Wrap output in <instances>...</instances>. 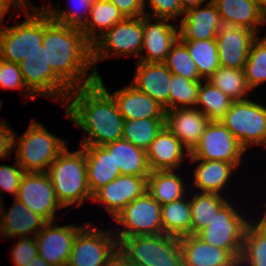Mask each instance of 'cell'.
<instances>
[{"instance_id":"obj_15","label":"cell","mask_w":266,"mask_h":266,"mask_svg":"<svg viewBox=\"0 0 266 266\" xmlns=\"http://www.w3.org/2000/svg\"><path fill=\"white\" fill-rule=\"evenodd\" d=\"M189 163L190 167H193V169L190 168L191 174H189L191 175L189 176L191 177L189 178L190 190L216 193L231 199L233 198L232 195L234 194L233 192L230 193V191L235 187L229 185H236L232 183L236 181L233 178L237 175L238 171H241L233 163L216 160H189Z\"/></svg>"},{"instance_id":"obj_49","label":"cell","mask_w":266,"mask_h":266,"mask_svg":"<svg viewBox=\"0 0 266 266\" xmlns=\"http://www.w3.org/2000/svg\"><path fill=\"white\" fill-rule=\"evenodd\" d=\"M125 18H137L145 15L144 0H109Z\"/></svg>"},{"instance_id":"obj_11","label":"cell","mask_w":266,"mask_h":266,"mask_svg":"<svg viewBox=\"0 0 266 266\" xmlns=\"http://www.w3.org/2000/svg\"><path fill=\"white\" fill-rule=\"evenodd\" d=\"M88 222L75 236L67 266H107L118 251L112 226L108 230Z\"/></svg>"},{"instance_id":"obj_18","label":"cell","mask_w":266,"mask_h":266,"mask_svg":"<svg viewBox=\"0 0 266 266\" xmlns=\"http://www.w3.org/2000/svg\"><path fill=\"white\" fill-rule=\"evenodd\" d=\"M143 44L139 62L164 63L179 38V25L168 19L143 16Z\"/></svg>"},{"instance_id":"obj_30","label":"cell","mask_w":266,"mask_h":266,"mask_svg":"<svg viewBox=\"0 0 266 266\" xmlns=\"http://www.w3.org/2000/svg\"><path fill=\"white\" fill-rule=\"evenodd\" d=\"M102 147L113 156L116 168H119L120 174L149 176L151 170L144 149L136 147L124 139L114 141Z\"/></svg>"},{"instance_id":"obj_24","label":"cell","mask_w":266,"mask_h":266,"mask_svg":"<svg viewBox=\"0 0 266 266\" xmlns=\"http://www.w3.org/2000/svg\"><path fill=\"white\" fill-rule=\"evenodd\" d=\"M178 25L180 40L216 39L223 27L220 14L212 1L187 10Z\"/></svg>"},{"instance_id":"obj_29","label":"cell","mask_w":266,"mask_h":266,"mask_svg":"<svg viewBox=\"0 0 266 266\" xmlns=\"http://www.w3.org/2000/svg\"><path fill=\"white\" fill-rule=\"evenodd\" d=\"M85 151L87 181L93 195L98 189L120 176L113 156L102 146H81Z\"/></svg>"},{"instance_id":"obj_16","label":"cell","mask_w":266,"mask_h":266,"mask_svg":"<svg viewBox=\"0 0 266 266\" xmlns=\"http://www.w3.org/2000/svg\"><path fill=\"white\" fill-rule=\"evenodd\" d=\"M55 222H47L36 234L38 254L51 266H67L75 236L90 221L80 226L73 222L64 225Z\"/></svg>"},{"instance_id":"obj_35","label":"cell","mask_w":266,"mask_h":266,"mask_svg":"<svg viewBox=\"0 0 266 266\" xmlns=\"http://www.w3.org/2000/svg\"><path fill=\"white\" fill-rule=\"evenodd\" d=\"M94 0H67L68 9H62L61 3L57 6L50 3V0L44 1L41 8L50 16V18L60 24L69 27L82 29L88 19L89 12Z\"/></svg>"},{"instance_id":"obj_47","label":"cell","mask_w":266,"mask_h":266,"mask_svg":"<svg viewBox=\"0 0 266 266\" xmlns=\"http://www.w3.org/2000/svg\"><path fill=\"white\" fill-rule=\"evenodd\" d=\"M15 129L6 119L0 120V160H10L14 147Z\"/></svg>"},{"instance_id":"obj_44","label":"cell","mask_w":266,"mask_h":266,"mask_svg":"<svg viewBox=\"0 0 266 266\" xmlns=\"http://www.w3.org/2000/svg\"><path fill=\"white\" fill-rule=\"evenodd\" d=\"M144 6L146 16L168 19L175 23L180 22L185 14L179 0H144Z\"/></svg>"},{"instance_id":"obj_40","label":"cell","mask_w":266,"mask_h":266,"mask_svg":"<svg viewBox=\"0 0 266 266\" xmlns=\"http://www.w3.org/2000/svg\"><path fill=\"white\" fill-rule=\"evenodd\" d=\"M165 127V119L125 120L122 139L145 151Z\"/></svg>"},{"instance_id":"obj_1","label":"cell","mask_w":266,"mask_h":266,"mask_svg":"<svg viewBox=\"0 0 266 266\" xmlns=\"http://www.w3.org/2000/svg\"><path fill=\"white\" fill-rule=\"evenodd\" d=\"M62 108L65 117L84 135L79 146H104L123 137L125 119L98 81L71 90Z\"/></svg>"},{"instance_id":"obj_43","label":"cell","mask_w":266,"mask_h":266,"mask_svg":"<svg viewBox=\"0 0 266 266\" xmlns=\"http://www.w3.org/2000/svg\"><path fill=\"white\" fill-rule=\"evenodd\" d=\"M0 89L2 90H19L24 100L36 99V96L26 87L20 66L18 63L7 62L0 59ZM0 102L3 101L0 99Z\"/></svg>"},{"instance_id":"obj_53","label":"cell","mask_w":266,"mask_h":266,"mask_svg":"<svg viewBox=\"0 0 266 266\" xmlns=\"http://www.w3.org/2000/svg\"><path fill=\"white\" fill-rule=\"evenodd\" d=\"M265 204V205H264ZM260 205H262L263 207L261 208L262 210H259L260 208H258V214L260 215H258V214H255V215H257L256 217L262 222V223H264L265 225H266V198H265V202L263 203V204H260L259 203V206ZM263 208H265L264 210H263ZM260 211H262V212H260Z\"/></svg>"},{"instance_id":"obj_3","label":"cell","mask_w":266,"mask_h":266,"mask_svg":"<svg viewBox=\"0 0 266 266\" xmlns=\"http://www.w3.org/2000/svg\"><path fill=\"white\" fill-rule=\"evenodd\" d=\"M66 146L52 162L47 171L58 202L63 208L78 210L87 201H92V194L87 181L85 151L81 146L71 150ZM87 200V201H86Z\"/></svg>"},{"instance_id":"obj_17","label":"cell","mask_w":266,"mask_h":266,"mask_svg":"<svg viewBox=\"0 0 266 266\" xmlns=\"http://www.w3.org/2000/svg\"><path fill=\"white\" fill-rule=\"evenodd\" d=\"M147 177L121 174L98 189L91 203L102 205L110 220H113L129 203L147 192Z\"/></svg>"},{"instance_id":"obj_28","label":"cell","mask_w":266,"mask_h":266,"mask_svg":"<svg viewBox=\"0 0 266 266\" xmlns=\"http://www.w3.org/2000/svg\"><path fill=\"white\" fill-rule=\"evenodd\" d=\"M188 175L189 173L187 178L184 169L151 171L147 177V192L161 206L179 200L189 192L190 177Z\"/></svg>"},{"instance_id":"obj_27","label":"cell","mask_w":266,"mask_h":266,"mask_svg":"<svg viewBox=\"0 0 266 266\" xmlns=\"http://www.w3.org/2000/svg\"><path fill=\"white\" fill-rule=\"evenodd\" d=\"M183 266H238V261L226 250L201 240L196 234L179 238Z\"/></svg>"},{"instance_id":"obj_13","label":"cell","mask_w":266,"mask_h":266,"mask_svg":"<svg viewBox=\"0 0 266 266\" xmlns=\"http://www.w3.org/2000/svg\"><path fill=\"white\" fill-rule=\"evenodd\" d=\"M244 155H247L246 150L222 122L210 121L199 142L190 151L189 160L226 161L239 169L244 161V165L247 164L248 159Z\"/></svg>"},{"instance_id":"obj_6","label":"cell","mask_w":266,"mask_h":266,"mask_svg":"<svg viewBox=\"0 0 266 266\" xmlns=\"http://www.w3.org/2000/svg\"><path fill=\"white\" fill-rule=\"evenodd\" d=\"M25 15V16H24ZM23 22L0 31V59L20 63L39 48L44 36V10L28 0L23 6Z\"/></svg>"},{"instance_id":"obj_10","label":"cell","mask_w":266,"mask_h":266,"mask_svg":"<svg viewBox=\"0 0 266 266\" xmlns=\"http://www.w3.org/2000/svg\"><path fill=\"white\" fill-rule=\"evenodd\" d=\"M111 223L118 244L133 236L164 234L161 205L148 192L129 203Z\"/></svg>"},{"instance_id":"obj_50","label":"cell","mask_w":266,"mask_h":266,"mask_svg":"<svg viewBox=\"0 0 266 266\" xmlns=\"http://www.w3.org/2000/svg\"><path fill=\"white\" fill-rule=\"evenodd\" d=\"M210 0H179L181 8L184 12L189 9L198 7L200 5L208 3Z\"/></svg>"},{"instance_id":"obj_14","label":"cell","mask_w":266,"mask_h":266,"mask_svg":"<svg viewBox=\"0 0 266 266\" xmlns=\"http://www.w3.org/2000/svg\"><path fill=\"white\" fill-rule=\"evenodd\" d=\"M16 199L47 222L58 221V212L64 209L57 200L47 172H25Z\"/></svg>"},{"instance_id":"obj_20","label":"cell","mask_w":266,"mask_h":266,"mask_svg":"<svg viewBox=\"0 0 266 266\" xmlns=\"http://www.w3.org/2000/svg\"><path fill=\"white\" fill-rule=\"evenodd\" d=\"M257 36L248 28L223 25L216 36L220 66L244 69L250 46Z\"/></svg>"},{"instance_id":"obj_42","label":"cell","mask_w":266,"mask_h":266,"mask_svg":"<svg viewBox=\"0 0 266 266\" xmlns=\"http://www.w3.org/2000/svg\"><path fill=\"white\" fill-rule=\"evenodd\" d=\"M199 86L200 81H192L182 76L172 74L169 93V110L196 107Z\"/></svg>"},{"instance_id":"obj_9","label":"cell","mask_w":266,"mask_h":266,"mask_svg":"<svg viewBox=\"0 0 266 266\" xmlns=\"http://www.w3.org/2000/svg\"><path fill=\"white\" fill-rule=\"evenodd\" d=\"M143 16L125 18L92 43V64L100 76L98 63L111 58L133 57L138 61L143 44Z\"/></svg>"},{"instance_id":"obj_51","label":"cell","mask_w":266,"mask_h":266,"mask_svg":"<svg viewBox=\"0 0 266 266\" xmlns=\"http://www.w3.org/2000/svg\"><path fill=\"white\" fill-rule=\"evenodd\" d=\"M107 266H131L127 259L119 252L117 253L109 260L107 263Z\"/></svg>"},{"instance_id":"obj_7","label":"cell","mask_w":266,"mask_h":266,"mask_svg":"<svg viewBox=\"0 0 266 266\" xmlns=\"http://www.w3.org/2000/svg\"><path fill=\"white\" fill-rule=\"evenodd\" d=\"M255 97L233 101L220 120L247 153L252 148L266 150V102Z\"/></svg>"},{"instance_id":"obj_31","label":"cell","mask_w":266,"mask_h":266,"mask_svg":"<svg viewBox=\"0 0 266 266\" xmlns=\"http://www.w3.org/2000/svg\"><path fill=\"white\" fill-rule=\"evenodd\" d=\"M124 19V15L109 0H94L87 22L81 31L92 44L105 31Z\"/></svg>"},{"instance_id":"obj_54","label":"cell","mask_w":266,"mask_h":266,"mask_svg":"<svg viewBox=\"0 0 266 266\" xmlns=\"http://www.w3.org/2000/svg\"><path fill=\"white\" fill-rule=\"evenodd\" d=\"M266 13V0H251Z\"/></svg>"},{"instance_id":"obj_32","label":"cell","mask_w":266,"mask_h":266,"mask_svg":"<svg viewBox=\"0 0 266 266\" xmlns=\"http://www.w3.org/2000/svg\"><path fill=\"white\" fill-rule=\"evenodd\" d=\"M238 266H266V225L256 216L246 227Z\"/></svg>"},{"instance_id":"obj_36","label":"cell","mask_w":266,"mask_h":266,"mask_svg":"<svg viewBox=\"0 0 266 266\" xmlns=\"http://www.w3.org/2000/svg\"><path fill=\"white\" fill-rule=\"evenodd\" d=\"M207 80L225 93L232 101L252 97L243 69L219 67Z\"/></svg>"},{"instance_id":"obj_39","label":"cell","mask_w":266,"mask_h":266,"mask_svg":"<svg viewBox=\"0 0 266 266\" xmlns=\"http://www.w3.org/2000/svg\"><path fill=\"white\" fill-rule=\"evenodd\" d=\"M243 70L252 92L266 85V34L263 37L258 35L253 40Z\"/></svg>"},{"instance_id":"obj_52","label":"cell","mask_w":266,"mask_h":266,"mask_svg":"<svg viewBox=\"0 0 266 266\" xmlns=\"http://www.w3.org/2000/svg\"><path fill=\"white\" fill-rule=\"evenodd\" d=\"M26 266H51V265L38 255L37 257L30 260Z\"/></svg>"},{"instance_id":"obj_55","label":"cell","mask_w":266,"mask_h":266,"mask_svg":"<svg viewBox=\"0 0 266 266\" xmlns=\"http://www.w3.org/2000/svg\"><path fill=\"white\" fill-rule=\"evenodd\" d=\"M3 200L0 198V211L2 209Z\"/></svg>"},{"instance_id":"obj_34","label":"cell","mask_w":266,"mask_h":266,"mask_svg":"<svg viewBox=\"0 0 266 266\" xmlns=\"http://www.w3.org/2000/svg\"><path fill=\"white\" fill-rule=\"evenodd\" d=\"M230 199L216 193L190 190L191 234H197L207 226L215 212H218Z\"/></svg>"},{"instance_id":"obj_19","label":"cell","mask_w":266,"mask_h":266,"mask_svg":"<svg viewBox=\"0 0 266 266\" xmlns=\"http://www.w3.org/2000/svg\"><path fill=\"white\" fill-rule=\"evenodd\" d=\"M104 80L101 75L98 76L97 81L112 95L125 120L165 119L164 107L146 93L137 90L131 84L110 92Z\"/></svg>"},{"instance_id":"obj_22","label":"cell","mask_w":266,"mask_h":266,"mask_svg":"<svg viewBox=\"0 0 266 266\" xmlns=\"http://www.w3.org/2000/svg\"><path fill=\"white\" fill-rule=\"evenodd\" d=\"M6 210L5 200L0 211V239L35 237L47 221L16 198Z\"/></svg>"},{"instance_id":"obj_41","label":"cell","mask_w":266,"mask_h":266,"mask_svg":"<svg viewBox=\"0 0 266 266\" xmlns=\"http://www.w3.org/2000/svg\"><path fill=\"white\" fill-rule=\"evenodd\" d=\"M164 64L172 74L192 81L204 80L199 75L197 65L190 56L187 46L179 38L172 45Z\"/></svg>"},{"instance_id":"obj_33","label":"cell","mask_w":266,"mask_h":266,"mask_svg":"<svg viewBox=\"0 0 266 266\" xmlns=\"http://www.w3.org/2000/svg\"><path fill=\"white\" fill-rule=\"evenodd\" d=\"M161 221L166 235L180 238L191 234L190 189L185 197L161 206Z\"/></svg>"},{"instance_id":"obj_5","label":"cell","mask_w":266,"mask_h":266,"mask_svg":"<svg viewBox=\"0 0 266 266\" xmlns=\"http://www.w3.org/2000/svg\"><path fill=\"white\" fill-rule=\"evenodd\" d=\"M239 200V197L238 200L230 199L215 212L208 225L196 234L209 245L228 251L237 261L241 255L246 227L256 216L249 212L247 214L246 202L243 201L242 206Z\"/></svg>"},{"instance_id":"obj_23","label":"cell","mask_w":266,"mask_h":266,"mask_svg":"<svg viewBox=\"0 0 266 266\" xmlns=\"http://www.w3.org/2000/svg\"><path fill=\"white\" fill-rule=\"evenodd\" d=\"M130 84L146 93L165 110H169V93L172 73L164 63L135 62Z\"/></svg>"},{"instance_id":"obj_45","label":"cell","mask_w":266,"mask_h":266,"mask_svg":"<svg viewBox=\"0 0 266 266\" xmlns=\"http://www.w3.org/2000/svg\"><path fill=\"white\" fill-rule=\"evenodd\" d=\"M25 172L15 160L13 164L0 163V198L4 201L6 193L17 198L19 185Z\"/></svg>"},{"instance_id":"obj_12","label":"cell","mask_w":266,"mask_h":266,"mask_svg":"<svg viewBox=\"0 0 266 266\" xmlns=\"http://www.w3.org/2000/svg\"><path fill=\"white\" fill-rule=\"evenodd\" d=\"M19 66L26 87L36 97H46L64 106L71 89L53 72L42 44L26 56Z\"/></svg>"},{"instance_id":"obj_4","label":"cell","mask_w":266,"mask_h":266,"mask_svg":"<svg viewBox=\"0 0 266 266\" xmlns=\"http://www.w3.org/2000/svg\"><path fill=\"white\" fill-rule=\"evenodd\" d=\"M67 142L68 139L55 135L42 122L32 119L23 134L15 131L14 159L24 172H47Z\"/></svg>"},{"instance_id":"obj_48","label":"cell","mask_w":266,"mask_h":266,"mask_svg":"<svg viewBox=\"0 0 266 266\" xmlns=\"http://www.w3.org/2000/svg\"><path fill=\"white\" fill-rule=\"evenodd\" d=\"M28 0H0V31L7 25L5 24V17L8 16L10 22L12 18L17 16L20 18L23 15V6ZM11 11V12H10ZM10 12V13H9Z\"/></svg>"},{"instance_id":"obj_56","label":"cell","mask_w":266,"mask_h":266,"mask_svg":"<svg viewBox=\"0 0 266 266\" xmlns=\"http://www.w3.org/2000/svg\"><path fill=\"white\" fill-rule=\"evenodd\" d=\"M2 106H3V104L0 102V111L2 110Z\"/></svg>"},{"instance_id":"obj_38","label":"cell","mask_w":266,"mask_h":266,"mask_svg":"<svg viewBox=\"0 0 266 266\" xmlns=\"http://www.w3.org/2000/svg\"><path fill=\"white\" fill-rule=\"evenodd\" d=\"M181 41L187 46L199 75L207 80L220 67L216 39Z\"/></svg>"},{"instance_id":"obj_26","label":"cell","mask_w":266,"mask_h":266,"mask_svg":"<svg viewBox=\"0 0 266 266\" xmlns=\"http://www.w3.org/2000/svg\"><path fill=\"white\" fill-rule=\"evenodd\" d=\"M223 25L244 27L262 35L266 13L251 0H212ZM261 31V32H260Z\"/></svg>"},{"instance_id":"obj_8","label":"cell","mask_w":266,"mask_h":266,"mask_svg":"<svg viewBox=\"0 0 266 266\" xmlns=\"http://www.w3.org/2000/svg\"><path fill=\"white\" fill-rule=\"evenodd\" d=\"M118 251L131 266H183L179 238L166 234L124 238Z\"/></svg>"},{"instance_id":"obj_46","label":"cell","mask_w":266,"mask_h":266,"mask_svg":"<svg viewBox=\"0 0 266 266\" xmlns=\"http://www.w3.org/2000/svg\"><path fill=\"white\" fill-rule=\"evenodd\" d=\"M14 244H11L10 259L14 266H26L33 258L37 257L38 247L35 237L15 238Z\"/></svg>"},{"instance_id":"obj_2","label":"cell","mask_w":266,"mask_h":266,"mask_svg":"<svg viewBox=\"0 0 266 266\" xmlns=\"http://www.w3.org/2000/svg\"><path fill=\"white\" fill-rule=\"evenodd\" d=\"M42 45L53 72L71 90L98 80L92 64V44L81 29L57 23L44 11Z\"/></svg>"},{"instance_id":"obj_25","label":"cell","mask_w":266,"mask_h":266,"mask_svg":"<svg viewBox=\"0 0 266 266\" xmlns=\"http://www.w3.org/2000/svg\"><path fill=\"white\" fill-rule=\"evenodd\" d=\"M196 107L166 110L165 126L179 141L191 151L210 123Z\"/></svg>"},{"instance_id":"obj_21","label":"cell","mask_w":266,"mask_h":266,"mask_svg":"<svg viewBox=\"0 0 266 266\" xmlns=\"http://www.w3.org/2000/svg\"><path fill=\"white\" fill-rule=\"evenodd\" d=\"M151 171L182 170L189 164L190 151L165 126L146 150ZM183 166V167H182Z\"/></svg>"},{"instance_id":"obj_37","label":"cell","mask_w":266,"mask_h":266,"mask_svg":"<svg viewBox=\"0 0 266 266\" xmlns=\"http://www.w3.org/2000/svg\"><path fill=\"white\" fill-rule=\"evenodd\" d=\"M232 100L208 80L200 81L196 108L209 120L220 121L230 109Z\"/></svg>"}]
</instances>
